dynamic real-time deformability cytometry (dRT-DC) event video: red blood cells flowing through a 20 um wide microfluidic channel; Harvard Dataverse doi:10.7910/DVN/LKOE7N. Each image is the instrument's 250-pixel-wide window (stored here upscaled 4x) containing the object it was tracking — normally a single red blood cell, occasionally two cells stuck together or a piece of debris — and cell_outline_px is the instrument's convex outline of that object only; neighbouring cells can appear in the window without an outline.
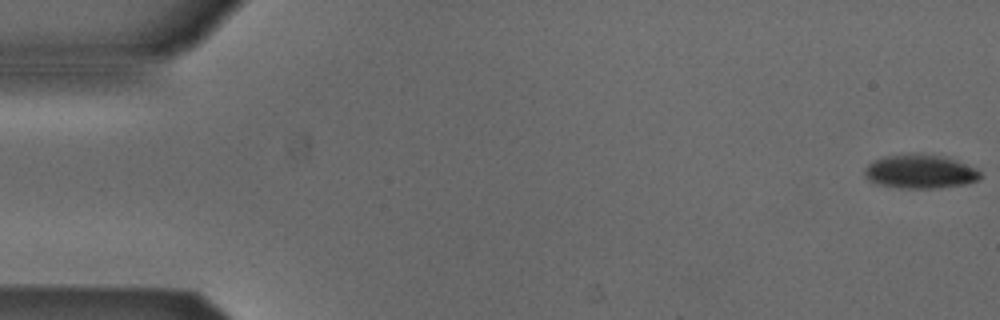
{"species": "Egyptian fruit bat (a non-hibernating species)", "species_latin": "Rousettus aegyptiacus", "temperature_condition": "cold", "stored_images_in_passage": 17, "camera_frame_rate_fps": 3000, "um_per_image_px": 0.085, "animal": {"sex": "male"}, "frame": {"image": 1, "passage_image": 1, "time_ms": 0.0, "image_size_px": [1000, 320], "cell_outline_px": [[980, 180], [968, 184], [940, 188], [900, 188], [876, 184], [868, 180], [864, 176], [864, 168], [868, 164], [884, 156], [912, 152], [920, 152], [944, 156], [956, 160], [976, 168], [980, 172]], "centroid_in_image_um": [78.21, 14.57], "position_along_channel_um": 6.8, "area_um2": 23.41}}
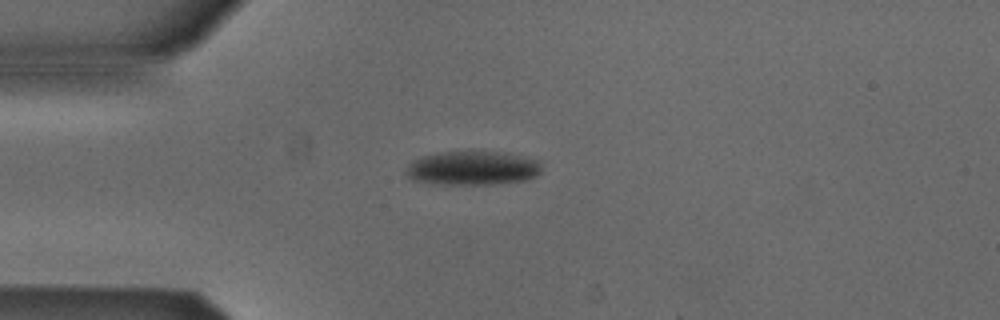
{"frame": {"image": 2, "passage_image": 14, "time_ms": 4.333, "image_size_px": [1000, 320], "cell_outline_px": [[540, 172], [536, 176], [524, 180], [492, 184], [428, 184], [412, 180], [404, 176], [404, 172], [416, 160], [424, 156], [444, 152], [496, 152], [520, 156], [540, 160]], "centroid_in_image_um": [40.14, 14.31], "position_along_channel_um": 44.9, "area_um2": 26.53}}